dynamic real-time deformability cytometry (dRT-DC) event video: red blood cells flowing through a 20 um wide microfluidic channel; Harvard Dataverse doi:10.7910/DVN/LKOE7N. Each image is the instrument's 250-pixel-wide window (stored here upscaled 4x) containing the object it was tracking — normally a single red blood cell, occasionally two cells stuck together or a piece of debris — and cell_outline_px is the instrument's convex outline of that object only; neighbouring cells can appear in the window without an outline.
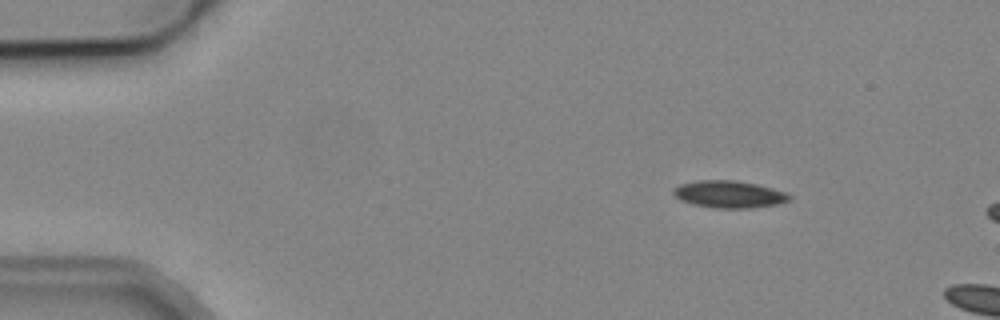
{"species": "common noctule bat (a hibernating species)", "species_latin": "Nyctalus noctula", "temperature_condition": "cold", "stored_images_in_passage": 4, "camera_frame_rate_fps": 3000, "um_per_image_px": 0.085, "animal": {"sex": "male", "body_mass_g": 19.2, "forearm_length_mm": 51.8}, "frame": {"image": 1, "passage_image": 2, "time_ms": 1.333, "image_size_px": [1000, 320], "cell_outline_px": [[792, 200], [780, 204], [748, 208], [712, 208], [692, 204], [680, 200], [672, 192], [672, 188], [680, 184], [696, 180], [736, 180], [756, 184], [772, 188], [784, 192], [792, 196]], "centroid_in_image_um": [61.96, 16.51], "position_along_channel_um": 23.0, "area_um2": 18.55}}